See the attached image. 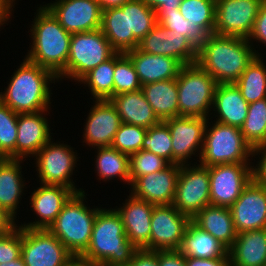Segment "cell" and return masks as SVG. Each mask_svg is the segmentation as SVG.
I'll return each instance as SVG.
<instances>
[{
    "instance_id": "1",
    "label": "cell",
    "mask_w": 266,
    "mask_h": 266,
    "mask_svg": "<svg viewBox=\"0 0 266 266\" xmlns=\"http://www.w3.org/2000/svg\"><path fill=\"white\" fill-rule=\"evenodd\" d=\"M241 37L210 34L198 49L197 63L217 84L235 83L256 55L262 56Z\"/></svg>"
},
{
    "instance_id": "2",
    "label": "cell",
    "mask_w": 266,
    "mask_h": 266,
    "mask_svg": "<svg viewBox=\"0 0 266 266\" xmlns=\"http://www.w3.org/2000/svg\"><path fill=\"white\" fill-rule=\"evenodd\" d=\"M32 19L30 35L32 45L25 56L29 61L50 70L58 81L66 79V64L71 35L43 5L37 7Z\"/></svg>"
},
{
    "instance_id": "3",
    "label": "cell",
    "mask_w": 266,
    "mask_h": 266,
    "mask_svg": "<svg viewBox=\"0 0 266 266\" xmlns=\"http://www.w3.org/2000/svg\"><path fill=\"white\" fill-rule=\"evenodd\" d=\"M9 79L7 88L0 92V102L16 113H35L50 109V83L58 78L45 69L24 58Z\"/></svg>"
},
{
    "instance_id": "4",
    "label": "cell",
    "mask_w": 266,
    "mask_h": 266,
    "mask_svg": "<svg viewBox=\"0 0 266 266\" xmlns=\"http://www.w3.org/2000/svg\"><path fill=\"white\" fill-rule=\"evenodd\" d=\"M138 249L127 239L115 208L98 210L89 247L81 259L103 266H126Z\"/></svg>"
},
{
    "instance_id": "5",
    "label": "cell",
    "mask_w": 266,
    "mask_h": 266,
    "mask_svg": "<svg viewBox=\"0 0 266 266\" xmlns=\"http://www.w3.org/2000/svg\"><path fill=\"white\" fill-rule=\"evenodd\" d=\"M86 195L85 191L74 193L48 228L74 257H80L89 247L93 224L100 209L87 207Z\"/></svg>"
},
{
    "instance_id": "6",
    "label": "cell",
    "mask_w": 266,
    "mask_h": 266,
    "mask_svg": "<svg viewBox=\"0 0 266 266\" xmlns=\"http://www.w3.org/2000/svg\"><path fill=\"white\" fill-rule=\"evenodd\" d=\"M207 121L200 164L209 167L226 163H253V148L244 140L240 128L214 120ZM210 126V128H208ZM252 157V158H251ZM251 158V160H250Z\"/></svg>"
},
{
    "instance_id": "7",
    "label": "cell",
    "mask_w": 266,
    "mask_h": 266,
    "mask_svg": "<svg viewBox=\"0 0 266 266\" xmlns=\"http://www.w3.org/2000/svg\"><path fill=\"white\" fill-rule=\"evenodd\" d=\"M176 79L179 116L209 118L216 80L197 62L183 65Z\"/></svg>"
},
{
    "instance_id": "8",
    "label": "cell",
    "mask_w": 266,
    "mask_h": 266,
    "mask_svg": "<svg viewBox=\"0 0 266 266\" xmlns=\"http://www.w3.org/2000/svg\"><path fill=\"white\" fill-rule=\"evenodd\" d=\"M115 53L116 51L100 28L72 34L66 64V78L79 82L87 73Z\"/></svg>"
},
{
    "instance_id": "9",
    "label": "cell",
    "mask_w": 266,
    "mask_h": 266,
    "mask_svg": "<svg viewBox=\"0 0 266 266\" xmlns=\"http://www.w3.org/2000/svg\"><path fill=\"white\" fill-rule=\"evenodd\" d=\"M51 140L53 139H50L34 156L40 184L65 186L74 193L84 191L83 188L77 189L71 179L79 161L77 153L71 145Z\"/></svg>"
},
{
    "instance_id": "10",
    "label": "cell",
    "mask_w": 266,
    "mask_h": 266,
    "mask_svg": "<svg viewBox=\"0 0 266 266\" xmlns=\"http://www.w3.org/2000/svg\"><path fill=\"white\" fill-rule=\"evenodd\" d=\"M181 165L173 205L191 219L210 205V177L208 167L202 164Z\"/></svg>"
},
{
    "instance_id": "11",
    "label": "cell",
    "mask_w": 266,
    "mask_h": 266,
    "mask_svg": "<svg viewBox=\"0 0 266 266\" xmlns=\"http://www.w3.org/2000/svg\"><path fill=\"white\" fill-rule=\"evenodd\" d=\"M21 256L25 266H67L74 258L48 229L23 227Z\"/></svg>"
},
{
    "instance_id": "12",
    "label": "cell",
    "mask_w": 266,
    "mask_h": 266,
    "mask_svg": "<svg viewBox=\"0 0 266 266\" xmlns=\"http://www.w3.org/2000/svg\"><path fill=\"white\" fill-rule=\"evenodd\" d=\"M211 205L230 207L252 180L251 163H226L208 167Z\"/></svg>"
},
{
    "instance_id": "13",
    "label": "cell",
    "mask_w": 266,
    "mask_h": 266,
    "mask_svg": "<svg viewBox=\"0 0 266 266\" xmlns=\"http://www.w3.org/2000/svg\"><path fill=\"white\" fill-rule=\"evenodd\" d=\"M263 0H216L215 34L247 39Z\"/></svg>"
},
{
    "instance_id": "14",
    "label": "cell",
    "mask_w": 266,
    "mask_h": 266,
    "mask_svg": "<svg viewBox=\"0 0 266 266\" xmlns=\"http://www.w3.org/2000/svg\"><path fill=\"white\" fill-rule=\"evenodd\" d=\"M208 119L179 116L164 120L172 138V164H188L194 154L200 159Z\"/></svg>"
},
{
    "instance_id": "15",
    "label": "cell",
    "mask_w": 266,
    "mask_h": 266,
    "mask_svg": "<svg viewBox=\"0 0 266 266\" xmlns=\"http://www.w3.org/2000/svg\"><path fill=\"white\" fill-rule=\"evenodd\" d=\"M191 218L173 204L155 205L151 217L150 250H179Z\"/></svg>"
},
{
    "instance_id": "16",
    "label": "cell",
    "mask_w": 266,
    "mask_h": 266,
    "mask_svg": "<svg viewBox=\"0 0 266 266\" xmlns=\"http://www.w3.org/2000/svg\"><path fill=\"white\" fill-rule=\"evenodd\" d=\"M44 6L70 34L101 27L102 9L98 0H56Z\"/></svg>"
},
{
    "instance_id": "17",
    "label": "cell",
    "mask_w": 266,
    "mask_h": 266,
    "mask_svg": "<svg viewBox=\"0 0 266 266\" xmlns=\"http://www.w3.org/2000/svg\"><path fill=\"white\" fill-rule=\"evenodd\" d=\"M138 48L148 54L172 57L182 65L196 63L198 58V49L187 36L168 30L158 22L139 42Z\"/></svg>"
},
{
    "instance_id": "18",
    "label": "cell",
    "mask_w": 266,
    "mask_h": 266,
    "mask_svg": "<svg viewBox=\"0 0 266 266\" xmlns=\"http://www.w3.org/2000/svg\"><path fill=\"white\" fill-rule=\"evenodd\" d=\"M229 208L237 233L266 229V187L253 179Z\"/></svg>"
},
{
    "instance_id": "19",
    "label": "cell",
    "mask_w": 266,
    "mask_h": 266,
    "mask_svg": "<svg viewBox=\"0 0 266 266\" xmlns=\"http://www.w3.org/2000/svg\"><path fill=\"white\" fill-rule=\"evenodd\" d=\"M86 118L83 143L90 148L111 146L121 119L114 104L109 100H93Z\"/></svg>"
},
{
    "instance_id": "20",
    "label": "cell",
    "mask_w": 266,
    "mask_h": 266,
    "mask_svg": "<svg viewBox=\"0 0 266 266\" xmlns=\"http://www.w3.org/2000/svg\"><path fill=\"white\" fill-rule=\"evenodd\" d=\"M181 165L170 164L164 170L138 177L131 194L154 205H171L174 200Z\"/></svg>"
},
{
    "instance_id": "21",
    "label": "cell",
    "mask_w": 266,
    "mask_h": 266,
    "mask_svg": "<svg viewBox=\"0 0 266 266\" xmlns=\"http://www.w3.org/2000/svg\"><path fill=\"white\" fill-rule=\"evenodd\" d=\"M47 112L49 111L42 110L18 114L15 159L26 160L25 158L34 157L53 138L46 118Z\"/></svg>"
},
{
    "instance_id": "22",
    "label": "cell",
    "mask_w": 266,
    "mask_h": 266,
    "mask_svg": "<svg viewBox=\"0 0 266 266\" xmlns=\"http://www.w3.org/2000/svg\"><path fill=\"white\" fill-rule=\"evenodd\" d=\"M122 204V207H115V210L122 218L127 239L137 249L150 250L151 217L155 205L131 193Z\"/></svg>"
},
{
    "instance_id": "23",
    "label": "cell",
    "mask_w": 266,
    "mask_h": 266,
    "mask_svg": "<svg viewBox=\"0 0 266 266\" xmlns=\"http://www.w3.org/2000/svg\"><path fill=\"white\" fill-rule=\"evenodd\" d=\"M74 192L61 185H45L34 189L31 193L30 204L37 220L21 224L26 229H48L61 212L64 204ZM40 219V220H39Z\"/></svg>"
},
{
    "instance_id": "24",
    "label": "cell",
    "mask_w": 266,
    "mask_h": 266,
    "mask_svg": "<svg viewBox=\"0 0 266 266\" xmlns=\"http://www.w3.org/2000/svg\"><path fill=\"white\" fill-rule=\"evenodd\" d=\"M125 54L131 59L141 85L176 79L183 66L172 57L148 54L139 48Z\"/></svg>"
},
{
    "instance_id": "25",
    "label": "cell",
    "mask_w": 266,
    "mask_h": 266,
    "mask_svg": "<svg viewBox=\"0 0 266 266\" xmlns=\"http://www.w3.org/2000/svg\"><path fill=\"white\" fill-rule=\"evenodd\" d=\"M249 103L235 83L217 84L212 110L217 122L240 128L248 113Z\"/></svg>"
},
{
    "instance_id": "26",
    "label": "cell",
    "mask_w": 266,
    "mask_h": 266,
    "mask_svg": "<svg viewBox=\"0 0 266 266\" xmlns=\"http://www.w3.org/2000/svg\"><path fill=\"white\" fill-rule=\"evenodd\" d=\"M228 254L231 266H266V229L237 233Z\"/></svg>"
},
{
    "instance_id": "27",
    "label": "cell",
    "mask_w": 266,
    "mask_h": 266,
    "mask_svg": "<svg viewBox=\"0 0 266 266\" xmlns=\"http://www.w3.org/2000/svg\"><path fill=\"white\" fill-rule=\"evenodd\" d=\"M25 160L0 158V207L16 219L26 182L22 175ZM25 182V183H24ZM25 184V185H24Z\"/></svg>"
},
{
    "instance_id": "28",
    "label": "cell",
    "mask_w": 266,
    "mask_h": 266,
    "mask_svg": "<svg viewBox=\"0 0 266 266\" xmlns=\"http://www.w3.org/2000/svg\"><path fill=\"white\" fill-rule=\"evenodd\" d=\"M110 101L116 107L122 123L148 129L161 122L141 89L118 94L113 96Z\"/></svg>"
},
{
    "instance_id": "29",
    "label": "cell",
    "mask_w": 266,
    "mask_h": 266,
    "mask_svg": "<svg viewBox=\"0 0 266 266\" xmlns=\"http://www.w3.org/2000/svg\"><path fill=\"white\" fill-rule=\"evenodd\" d=\"M191 221L200 229L210 233L227 249L232 246L237 237L229 207L207 205Z\"/></svg>"
},
{
    "instance_id": "30",
    "label": "cell",
    "mask_w": 266,
    "mask_h": 266,
    "mask_svg": "<svg viewBox=\"0 0 266 266\" xmlns=\"http://www.w3.org/2000/svg\"><path fill=\"white\" fill-rule=\"evenodd\" d=\"M100 29L116 52L126 53L139 46L134 36L128 35L127 2L102 10Z\"/></svg>"
},
{
    "instance_id": "31",
    "label": "cell",
    "mask_w": 266,
    "mask_h": 266,
    "mask_svg": "<svg viewBox=\"0 0 266 266\" xmlns=\"http://www.w3.org/2000/svg\"><path fill=\"white\" fill-rule=\"evenodd\" d=\"M141 90L161 121L179 117L177 79L142 85Z\"/></svg>"
},
{
    "instance_id": "32",
    "label": "cell",
    "mask_w": 266,
    "mask_h": 266,
    "mask_svg": "<svg viewBox=\"0 0 266 266\" xmlns=\"http://www.w3.org/2000/svg\"><path fill=\"white\" fill-rule=\"evenodd\" d=\"M179 251L185 257H229L228 249L210 233L200 229L192 221L187 226Z\"/></svg>"
},
{
    "instance_id": "33",
    "label": "cell",
    "mask_w": 266,
    "mask_h": 266,
    "mask_svg": "<svg viewBox=\"0 0 266 266\" xmlns=\"http://www.w3.org/2000/svg\"><path fill=\"white\" fill-rule=\"evenodd\" d=\"M95 156L96 175L101 181L118 178L130 185L129 156L121 153L112 146L97 147Z\"/></svg>"
},
{
    "instance_id": "34",
    "label": "cell",
    "mask_w": 266,
    "mask_h": 266,
    "mask_svg": "<svg viewBox=\"0 0 266 266\" xmlns=\"http://www.w3.org/2000/svg\"><path fill=\"white\" fill-rule=\"evenodd\" d=\"M256 55L235 82L248 103L266 98V64Z\"/></svg>"
},
{
    "instance_id": "35",
    "label": "cell",
    "mask_w": 266,
    "mask_h": 266,
    "mask_svg": "<svg viewBox=\"0 0 266 266\" xmlns=\"http://www.w3.org/2000/svg\"><path fill=\"white\" fill-rule=\"evenodd\" d=\"M114 55L99 64L96 68L87 73L80 81V84L88 86L90 94L95 100L111 99L113 97L114 85Z\"/></svg>"
},
{
    "instance_id": "36",
    "label": "cell",
    "mask_w": 266,
    "mask_h": 266,
    "mask_svg": "<svg viewBox=\"0 0 266 266\" xmlns=\"http://www.w3.org/2000/svg\"><path fill=\"white\" fill-rule=\"evenodd\" d=\"M240 130L253 149L266 143V98L249 103L247 117Z\"/></svg>"
},
{
    "instance_id": "37",
    "label": "cell",
    "mask_w": 266,
    "mask_h": 266,
    "mask_svg": "<svg viewBox=\"0 0 266 266\" xmlns=\"http://www.w3.org/2000/svg\"><path fill=\"white\" fill-rule=\"evenodd\" d=\"M157 22L168 30L185 35L199 49L207 40L209 34L200 26L190 23L180 13L179 8L174 11H155Z\"/></svg>"
},
{
    "instance_id": "38",
    "label": "cell",
    "mask_w": 266,
    "mask_h": 266,
    "mask_svg": "<svg viewBox=\"0 0 266 266\" xmlns=\"http://www.w3.org/2000/svg\"><path fill=\"white\" fill-rule=\"evenodd\" d=\"M128 35L140 42L156 25V12L142 0L127 2Z\"/></svg>"
},
{
    "instance_id": "39",
    "label": "cell",
    "mask_w": 266,
    "mask_h": 266,
    "mask_svg": "<svg viewBox=\"0 0 266 266\" xmlns=\"http://www.w3.org/2000/svg\"><path fill=\"white\" fill-rule=\"evenodd\" d=\"M179 11L185 19L200 26L209 35L214 33L216 0H182Z\"/></svg>"
},
{
    "instance_id": "40",
    "label": "cell",
    "mask_w": 266,
    "mask_h": 266,
    "mask_svg": "<svg viewBox=\"0 0 266 266\" xmlns=\"http://www.w3.org/2000/svg\"><path fill=\"white\" fill-rule=\"evenodd\" d=\"M113 79V96L125 92H135L142 87L134 65L125 53L116 52L114 54Z\"/></svg>"
},
{
    "instance_id": "41",
    "label": "cell",
    "mask_w": 266,
    "mask_h": 266,
    "mask_svg": "<svg viewBox=\"0 0 266 266\" xmlns=\"http://www.w3.org/2000/svg\"><path fill=\"white\" fill-rule=\"evenodd\" d=\"M18 113L0 102V158L15 159Z\"/></svg>"
},
{
    "instance_id": "42",
    "label": "cell",
    "mask_w": 266,
    "mask_h": 266,
    "mask_svg": "<svg viewBox=\"0 0 266 266\" xmlns=\"http://www.w3.org/2000/svg\"><path fill=\"white\" fill-rule=\"evenodd\" d=\"M142 150L163 157L172 164V138L169 127L164 121L147 129Z\"/></svg>"
},
{
    "instance_id": "43",
    "label": "cell",
    "mask_w": 266,
    "mask_h": 266,
    "mask_svg": "<svg viewBox=\"0 0 266 266\" xmlns=\"http://www.w3.org/2000/svg\"><path fill=\"white\" fill-rule=\"evenodd\" d=\"M170 163L152 152L140 150L129 156L130 185L141 176L164 170Z\"/></svg>"
},
{
    "instance_id": "44",
    "label": "cell",
    "mask_w": 266,
    "mask_h": 266,
    "mask_svg": "<svg viewBox=\"0 0 266 266\" xmlns=\"http://www.w3.org/2000/svg\"><path fill=\"white\" fill-rule=\"evenodd\" d=\"M146 133V128L121 123L111 146L121 153L130 156L133 153L142 150L143 140Z\"/></svg>"
},
{
    "instance_id": "45",
    "label": "cell",
    "mask_w": 266,
    "mask_h": 266,
    "mask_svg": "<svg viewBox=\"0 0 266 266\" xmlns=\"http://www.w3.org/2000/svg\"><path fill=\"white\" fill-rule=\"evenodd\" d=\"M22 227L16 226L9 233L0 236V264L21 256Z\"/></svg>"
},
{
    "instance_id": "46",
    "label": "cell",
    "mask_w": 266,
    "mask_h": 266,
    "mask_svg": "<svg viewBox=\"0 0 266 266\" xmlns=\"http://www.w3.org/2000/svg\"><path fill=\"white\" fill-rule=\"evenodd\" d=\"M247 40L252 46L254 45V41H256L259 43L262 42V45L264 44L266 47V0H263L260 5L258 16L256 17L253 29Z\"/></svg>"
},
{
    "instance_id": "47",
    "label": "cell",
    "mask_w": 266,
    "mask_h": 266,
    "mask_svg": "<svg viewBox=\"0 0 266 266\" xmlns=\"http://www.w3.org/2000/svg\"><path fill=\"white\" fill-rule=\"evenodd\" d=\"M259 154V155H258ZM261 155V157H260ZM252 156H258V164H252V179L266 187V147L259 146L252 150Z\"/></svg>"
},
{
    "instance_id": "48",
    "label": "cell",
    "mask_w": 266,
    "mask_h": 266,
    "mask_svg": "<svg viewBox=\"0 0 266 266\" xmlns=\"http://www.w3.org/2000/svg\"><path fill=\"white\" fill-rule=\"evenodd\" d=\"M126 266H159L158 251L138 249Z\"/></svg>"
},
{
    "instance_id": "49",
    "label": "cell",
    "mask_w": 266,
    "mask_h": 266,
    "mask_svg": "<svg viewBox=\"0 0 266 266\" xmlns=\"http://www.w3.org/2000/svg\"><path fill=\"white\" fill-rule=\"evenodd\" d=\"M159 266H186L185 256L179 250H159Z\"/></svg>"
},
{
    "instance_id": "50",
    "label": "cell",
    "mask_w": 266,
    "mask_h": 266,
    "mask_svg": "<svg viewBox=\"0 0 266 266\" xmlns=\"http://www.w3.org/2000/svg\"><path fill=\"white\" fill-rule=\"evenodd\" d=\"M186 266H231L230 257L193 258L185 257Z\"/></svg>"
},
{
    "instance_id": "51",
    "label": "cell",
    "mask_w": 266,
    "mask_h": 266,
    "mask_svg": "<svg viewBox=\"0 0 266 266\" xmlns=\"http://www.w3.org/2000/svg\"><path fill=\"white\" fill-rule=\"evenodd\" d=\"M154 11H174L182 0H142Z\"/></svg>"
},
{
    "instance_id": "52",
    "label": "cell",
    "mask_w": 266,
    "mask_h": 266,
    "mask_svg": "<svg viewBox=\"0 0 266 266\" xmlns=\"http://www.w3.org/2000/svg\"><path fill=\"white\" fill-rule=\"evenodd\" d=\"M16 226L15 219L0 207V236L9 233Z\"/></svg>"
},
{
    "instance_id": "53",
    "label": "cell",
    "mask_w": 266,
    "mask_h": 266,
    "mask_svg": "<svg viewBox=\"0 0 266 266\" xmlns=\"http://www.w3.org/2000/svg\"><path fill=\"white\" fill-rule=\"evenodd\" d=\"M15 5V0H0V28L6 23L9 22L13 8Z\"/></svg>"
},
{
    "instance_id": "54",
    "label": "cell",
    "mask_w": 266,
    "mask_h": 266,
    "mask_svg": "<svg viewBox=\"0 0 266 266\" xmlns=\"http://www.w3.org/2000/svg\"><path fill=\"white\" fill-rule=\"evenodd\" d=\"M131 0H98L102 10L116 8Z\"/></svg>"
},
{
    "instance_id": "55",
    "label": "cell",
    "mask_w": 266,
    "mask_h": 266,
    "mask_svg": "<svg viewBox=\"0 0 266 266\" xmlns=\"http://www.w3.org/2000/svg\"><path fill=\"white\" fill-rule=\"evenodd\" d=\"M67 266H103L96 263L83 260L80 257H74Z\"/></svg>"
},
{
    "instance_id": "56",
    "label": "cell",
    "mask_w": 266,
    "mask_h": 266,
    "mask_svg": "<svg viewBox=\"0 0 266 266\" xmlns=\"http://www.w3.org/2000/svg\"><path fill=\"white\" fill-rule=\"evenodd\" d=\"M0 266H25V264L22 256H20L13 261L1 263Z\"/></svg>"
}]
</instances>
